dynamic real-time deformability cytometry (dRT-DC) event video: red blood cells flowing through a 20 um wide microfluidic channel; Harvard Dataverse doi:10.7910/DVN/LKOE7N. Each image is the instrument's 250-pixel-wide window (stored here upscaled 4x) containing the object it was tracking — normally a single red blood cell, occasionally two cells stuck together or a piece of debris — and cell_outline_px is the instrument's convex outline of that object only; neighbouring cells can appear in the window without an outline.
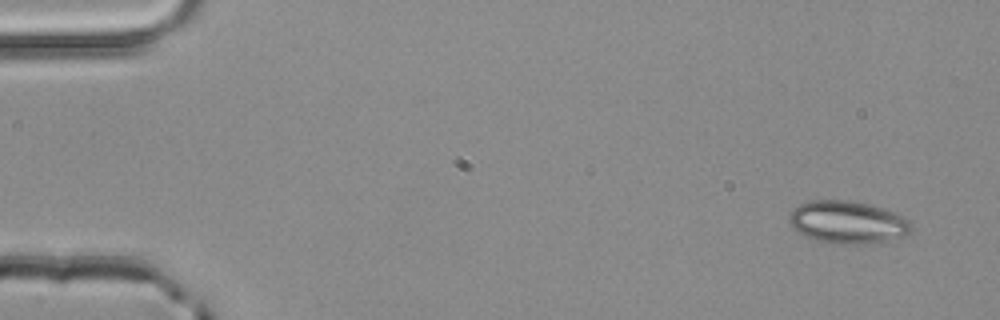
{"species": "common noctule bat (a hibernating species)", "species_latin": "Nyctalus noctula", "temperature_condition": "room temperature", "stored_images_in_passage": 5, "camera_frame_rate_fps": 3000, "um_per_image_px": 0.085, "animal": {"sex": "male", "body_mass_g": 20.4}, "frame": {"image": 1, "passage_image": 1, "time_ms": 0.0, "image_size_px": [1000, 320], "cell_outline_px": [[912, 228], [904, 236], [888, 240], [864, 244], [844, 244], [816, 240], [804, 236], [792, 228], [788, 220], [788, 212], [792, 208], [800, 204], [812, 200], [848, 200], [868, 204], [884, 208], [904, 216], [908, 220]], "centroid_in_image_um": [72.0, 18.88], "position_along_channel_um": 13.0, "area_um2": 30.4}}
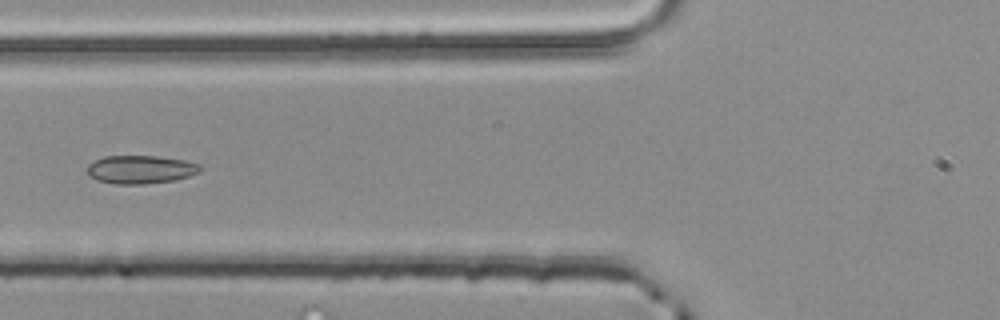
{"frame": {"image": 2, "passage_image": 5, "time_ms": 1.333, "image_size_px": [1000, 320], "cell_outline_px": [[204, 168], [200, 172], [188, 176], [172, 180], [144, 184], [116, 184], [96, 180], [88, 176], [88, 164], [104, 156], [156, 156], [184, 160], [200, 164]], "centroid_in_image_um": [11.95, 14.4], "position_along_channel_um": 113.8, "area_um2": 18.61}}